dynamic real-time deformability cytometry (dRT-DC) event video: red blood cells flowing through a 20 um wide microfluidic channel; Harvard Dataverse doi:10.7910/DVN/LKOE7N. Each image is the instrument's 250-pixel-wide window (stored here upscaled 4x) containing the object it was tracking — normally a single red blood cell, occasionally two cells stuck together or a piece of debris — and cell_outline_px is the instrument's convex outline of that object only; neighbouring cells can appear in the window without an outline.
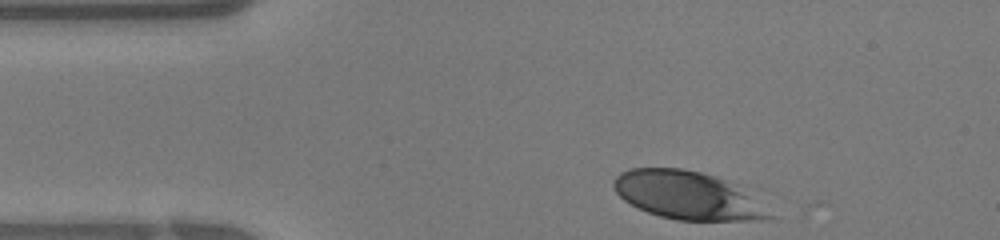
{"species": "human", "species_latin": "Homo sapiens", "temperature_condition": "warm", "stored_images_in_passage": 16, "camera_frame_rate_fps": 3000, "um_per_image_px": 0.085, "donor": {"sex": "female"}, "frame": {"image": 1, "passage_image": 1, "time_ms": 0.0, "image_size_px": [1000, 240], "cell_outline_px": [[776, 216], [760, 220], [676, 220], [660, 216], [648, 212], [624, 200], [612, 188], [612, 180], [620, 172], [628, 168], [680, 168], [700, 172], [724, 180]], "centroid_in_image_um": [58.3, 16.6], "position_along_channel_um": 26.7, "area_um2": 42.43}}
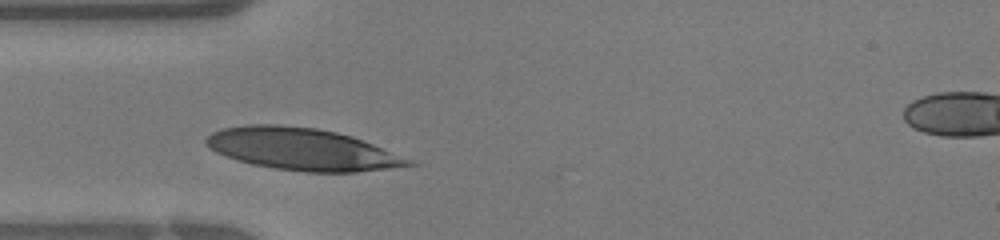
{"frame": {"image": 2, "passage_image": 6, "time_ms": 1.667, "image_size_px": [1000, 240], "cell_outline_px": [[420, 164], [356, 172], [304, 172], [276, 168], [252, 164], [236, 160], [216, 152], [208, 148], [204, 144], [204, 140], [212, 132], [224, 128], [248, 124], [276, 124], [316, 128], [336, 132], [352, 136], [412, 160]], "centroid_in_image_um": [25.63, 12.68], "position_along_channel_um": 59.4, "area_um2": 49.36}}
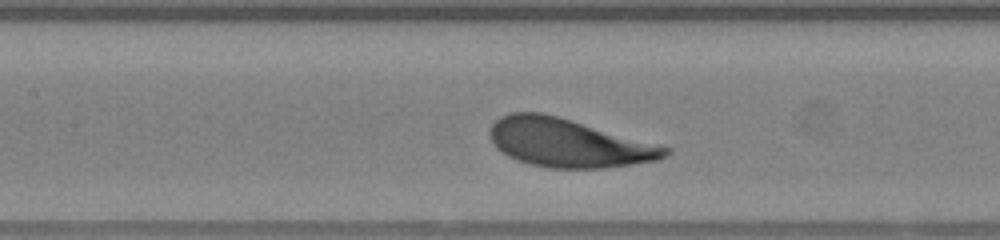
{"frame": {"image": 3, "passage_image": 12, "time_ms": 3.667, "image_size_px": [1000, 240], "cell_outline_px": [[672, 152], [656, 160], [632, 164], [604, 168], [552, 168], [528, 164], [516, 160], [508, 156], [496, 148], [492, 144], [488, 132], [492, 124], [500, 116], [508, 112], [540, 112], [556, 116], [672, 148]], "centroid_in_image_um": [48.25, 12.15], "position_along_channel_um": 159.2, "area_um2": 49.25}}